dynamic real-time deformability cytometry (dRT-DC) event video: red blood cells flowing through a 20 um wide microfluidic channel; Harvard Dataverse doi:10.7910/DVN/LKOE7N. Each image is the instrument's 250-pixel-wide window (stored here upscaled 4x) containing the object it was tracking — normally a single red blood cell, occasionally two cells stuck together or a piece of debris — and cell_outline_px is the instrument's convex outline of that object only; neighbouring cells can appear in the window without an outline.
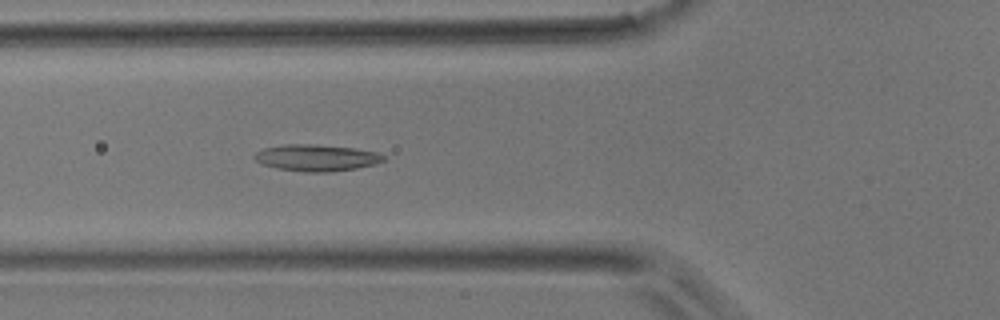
{"species": "common noctule bat (a hibernating species)", "species_latin": "Nyctalus noctula", "temperature_condition": "room temperature", "stored_images_in_passage": 30, "camera_frame_rate_fps": 3000, "um_per_image_px": 0.085, "animal": {"sex": "male", "body_mass_g": 17.9}, "frame": {"image": 1, "passage_image": 5, "time_ms": 1.333, "image_size_px": [1000, 320], "cell_outline_px": [[384, 160], [372, 164], [356, 168], [328, 172], [304, 172], [276, 168], [260, 164], [252, 156], [256, 152], [264, 148], [284, 144], [316, 144], [356, 148], [376, 152], [384, 156]], "centroid_in_image_um": [26.84, 13.4], "position_along_channel_um": 99.0, "area_um2": 20.0}}
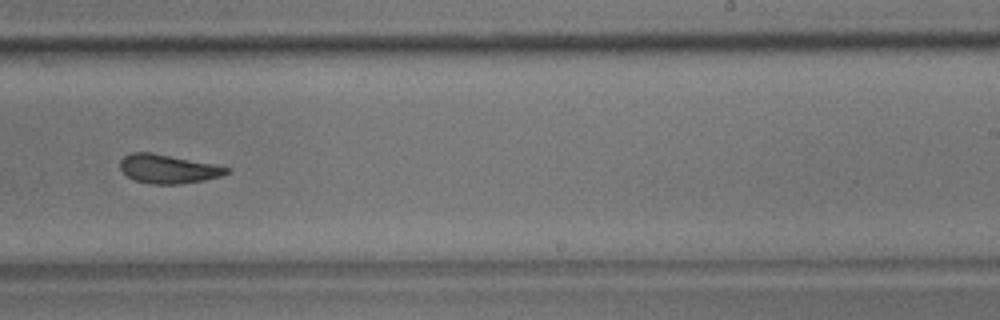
{"frame": {"image": 2, "passage_image": 18, "time_ms": 5.667, "image_size_px": [1000, 320], "cell_outline_px": [[232, 172], [220, 176], [204, 180], [180, 184], [152, 184], [136, 180], [128, 176], [120, 168], [120, 160], [124, 156], [132, 152], [152, 152], [216, 164], [232, 168]], "centroid_in_image_um": [14.34, 14.34], "position_along_channel_um": 274.7, "area_um2": 18.03}}
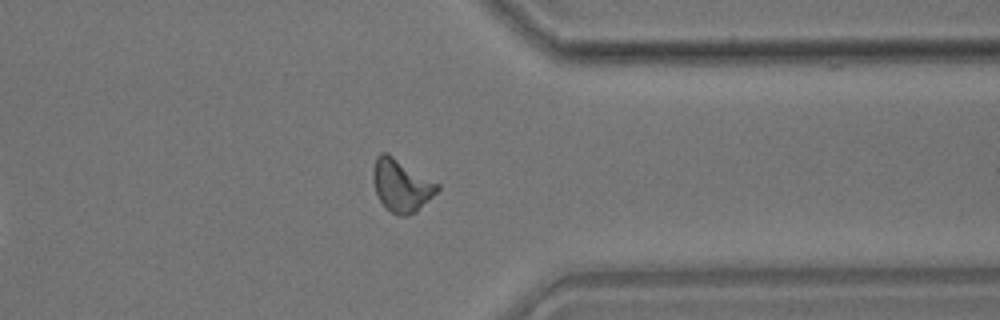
{"frame": {"image": 3, "passage_image": 26, "time_ms": 8.333, "image_size_px": [1000, 320], "cell_outline_px": [[440, 188], [416, 212], [408, 216], [400, 216], [392, 212], [380, 200], [376, 192], [372, 180], [372, 168], [376, 156], [380, 152], [388, 152], [440, 184]], "centroid_in_image_um": [34.1, 15.72], "position_along_channel_um": 377.3, "area_um2": 19.77}}